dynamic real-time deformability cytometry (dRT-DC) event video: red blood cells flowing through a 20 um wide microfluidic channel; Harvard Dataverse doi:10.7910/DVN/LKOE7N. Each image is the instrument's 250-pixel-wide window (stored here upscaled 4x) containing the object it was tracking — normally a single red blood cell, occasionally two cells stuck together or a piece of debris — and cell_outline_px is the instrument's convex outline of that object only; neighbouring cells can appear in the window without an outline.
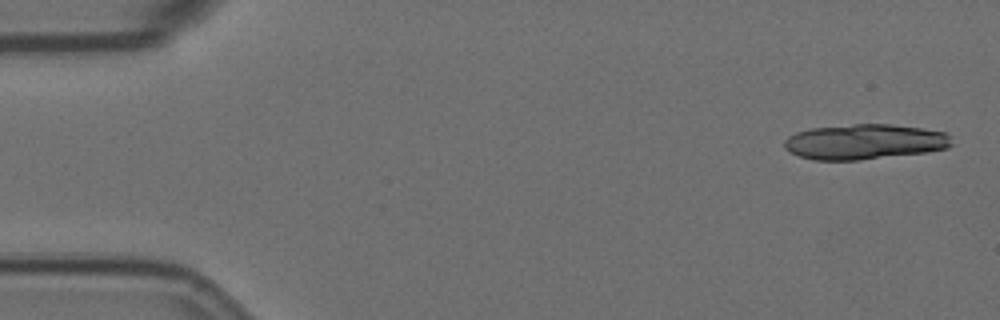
{"species": "Egyptian fruit bat (a non-hibernating species)", "species_latin": "Rousettus aegyptiacus", "temperature_condition": "room temperature", "stored_images_in_passage": 15, "camera_frame_rate_fps": 3000, "um_per_image_px": 0.085, "animal": {"sex": "female"}, "frame": {"image": 1, "passage_image": 1, "time_ms": 0.0, "image_size_px": [1000, 320], "cell_outline_px": [[952, 144], [948, 148], [928, 152], [860, 160], [812, 160], [800, 156], [784, 148], [784, 140], [788, 136], [796, 132], [812, 128], [852, 124], [892, 124], [920, 128], [944, 132], [948, 136]], "centroid_in_image_um": [73.47, 12.05], "position_along_channel_um": 11.5, "area_um2": 34.33}}